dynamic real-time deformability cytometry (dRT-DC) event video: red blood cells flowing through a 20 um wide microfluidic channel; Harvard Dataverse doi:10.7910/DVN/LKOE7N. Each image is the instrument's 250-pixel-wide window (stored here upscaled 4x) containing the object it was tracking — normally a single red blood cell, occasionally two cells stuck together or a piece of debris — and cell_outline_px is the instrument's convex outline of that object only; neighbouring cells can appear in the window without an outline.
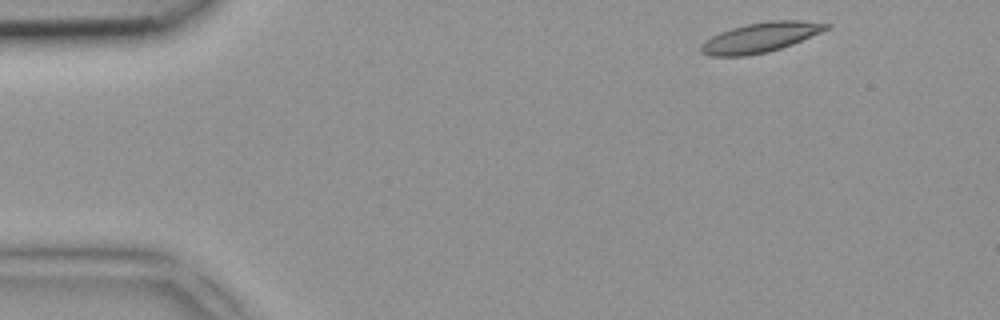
{"species": "common noctule bat (a hibernating species)", "species_latin": "Nyctalus noctula", "temperature_condition": "room temperature", "stored_images_in_passage": 3, "camera_frame_rate_fps": 3000, "um_per_image_px": 0.085, "animal": {"sex": "female", "body_mass_g": 18.4}, "frame": {"image": 1, "passage_image": 1, "time_ms": 0.0, "image_size_px": [1000, 320], "cell_outline_px": [[832, 28], [792, 44], [768, 52], [744, 56], [712, 56], [700, 52], [700, 44], [712, 36], [720, 32], [732, 28], [748, 24], [772, 20], [800, 20], [832, 24]], "centroid_in_image_um": [64.67, 3.18], "position_along_channel_um": 20.3, "area_um2": 21.73}}